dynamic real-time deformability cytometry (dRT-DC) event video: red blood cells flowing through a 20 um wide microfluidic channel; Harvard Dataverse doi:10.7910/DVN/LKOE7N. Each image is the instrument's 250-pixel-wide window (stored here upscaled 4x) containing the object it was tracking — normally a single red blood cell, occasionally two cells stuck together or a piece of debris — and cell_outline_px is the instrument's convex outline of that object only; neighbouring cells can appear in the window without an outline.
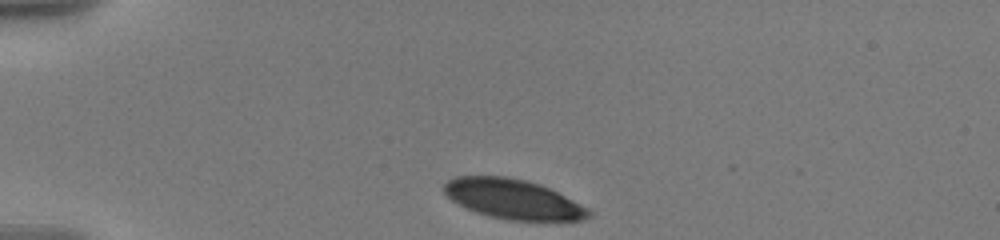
{"species": "human", "species_latin": "Homo sapiens", "temperature_condition": "warm", "stored_images_in_passage": 26, "camera_frame_rate_fps": 3000, "um_per_image_px": 0.085, "donor": {"sex": "male"}, "frame": {"image": 1, "passage_image": 1, "time_ms": 0.0, "image_size_px": [1000, 240], "cell_outline_px": [[592, 216], [580, 220], [508, 220], [488, 216], [476, 212], [452, 200], [444, 192], [444, 184], [448, 180], [456, 176], [504, 176], [524, 180], [540, 184], [588, 208], [592, 212]], "centroid_in_image_um": [43.6, 16.92], "position_along_channel_um": 41.4, "area_um2": 33.06}}
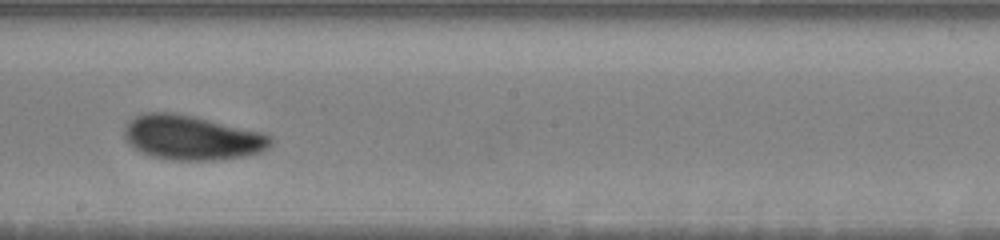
{"frame": {"image": 2, "passage_image": 15, "time_ms": 6.667, "image_size_px": [1000, 240], "cell_outline_px": [[272, 144], [268, 148], [260, 152], [244, 156], [216, 160], [172, 160], [152, 156], [140, 152], [128, 144], [124, 140], [124, 128], [136, 116], [144, 112], [172, 112], [196, 116], [264, 132], [272, 136]], "centroid_in_image_um": [16.32, 11.69], "position_along_channel_um": 231.9, "area_um2": 38.38}}
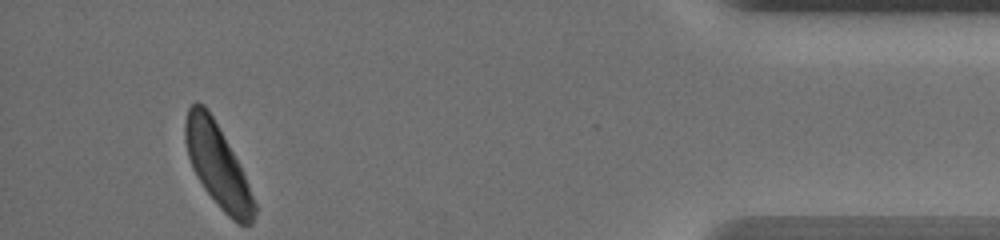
{"frame": {"image": 3, "passage_image": 26, "time_ms": 13.333, "image_size_px": [1000, 240], "cell_outline_px": [[256, 212], [252, 224], [240, 224], [232, 220], [220, 208], [204, 188], [196, 176], [192, 168], [188, 156], [184, 140], [184, 124], [188, 108], [196, 100], [204, 104], [208, 108], [232, 152], [244, 176], [256, 204]], "centroid_in_image_um": [18.46, 14.05], "position_along_channel_um": 416.7, "area_um2": 32.89}, "authors_computed_cell_mechanics": {"area_um2": 36.8186, "velocity_mm_per_s": 3.5413, "shape_relaxation_time_tau1_ms": 2.3957, "shape_relaxation_time_tau2_ms": 3.7603, "deformation_change_tau1": 0.1062, "deformation_change_tau2": 0.0944}}